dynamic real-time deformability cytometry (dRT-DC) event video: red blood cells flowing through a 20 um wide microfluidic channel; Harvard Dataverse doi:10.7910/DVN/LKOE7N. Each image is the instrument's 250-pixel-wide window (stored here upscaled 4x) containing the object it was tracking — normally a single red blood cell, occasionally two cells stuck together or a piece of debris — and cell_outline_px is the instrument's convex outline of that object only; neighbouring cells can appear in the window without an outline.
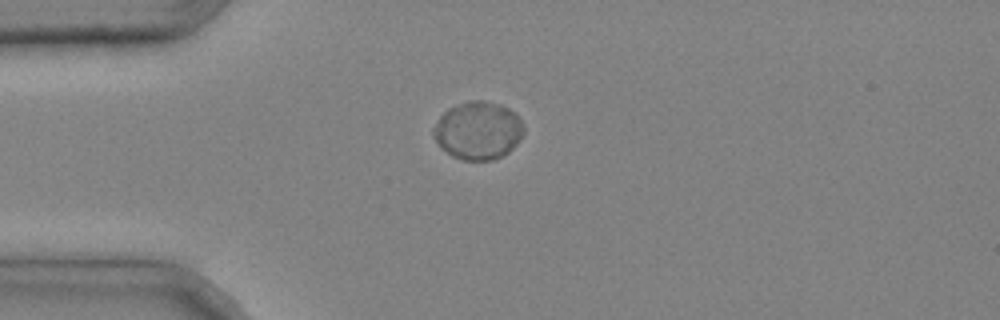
{"species": "common noctule bat (a hibernating species)", "species_latin": "Nyctalus noctula", "temperature_condition": "cold", "stored_images_in_passage": 1, "camera_frame_rate_fps": 3000, "um_per_image_px": 0.085, "animal": {"sex": "male", "body_mass_g": 20.4}, "frame": {"image": 1, "passage_image": 1, "time_ms": 0.0, "image_size_px": [1000, 320], "cell_outline_px": [[524, 132], [520, 140], [508, 152], [492, 160], [464, 160], [452, 156], [440, 148], [432, 132], [432, 128], [440, 116], [448, 108], [468, 100], [484, 100], [500, 104], [516, 112], [524, 124]], "centroid_in_image_um": [40.64, 11.08], "position_along_channel_um": 44.4, "area_um2": 30.75}}